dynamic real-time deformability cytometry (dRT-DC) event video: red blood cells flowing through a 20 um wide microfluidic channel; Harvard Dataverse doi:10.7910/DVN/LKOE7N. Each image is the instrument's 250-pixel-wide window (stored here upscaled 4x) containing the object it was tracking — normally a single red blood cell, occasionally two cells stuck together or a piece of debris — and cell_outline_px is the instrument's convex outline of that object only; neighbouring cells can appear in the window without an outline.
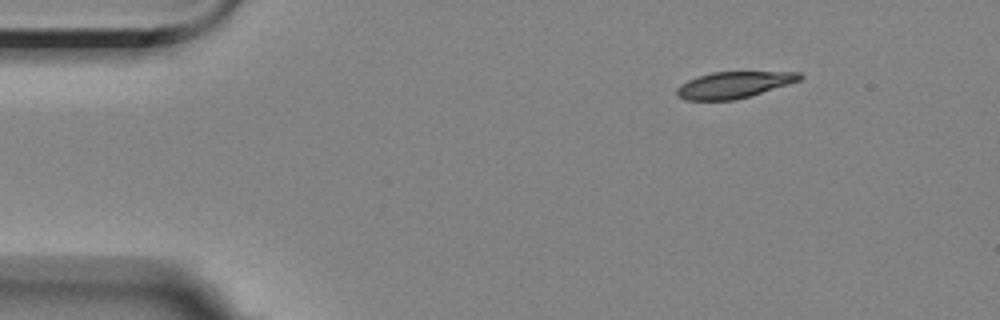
{"species": "Egyptian fruit bat (a non-hibernating species)", "species_latin": "Rousettus aegyptiacus", "temperature_condition": "room temperature", "stored_images_in_passage": 3, "camera_frame_rate_fps": 3000, "um_per_image_px": 0.085, "animal": {"sex": "female"}, "frame": {"image": 1, "passage_image": 1, "time_ms": 0.0, "image_size_px": [1000, 320], "cell_outline_px": [[804, 76], [800, 80], [748, 96], [732, 100], [684, 100], [676, 96], [676, 88], [680, 84], [696, 76], [712, 72], [800, 72]], "centroid_in_image_um": [62.3, 7.21], "position_along_channel_um": 22.7, "area_um2": 18.79}}
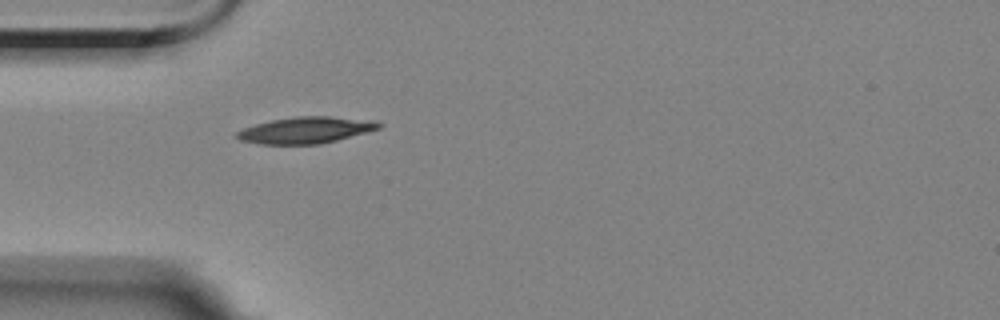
{"frame": {"image": 2, "passage_image": 3, "time_ms": 3.0, "image_size_px": [1000, 320], "cell_outline_px": [[384, 124], [380, 128], [336, 140], [320, 144], [260, 144], [240, 140], [232, 136], [236, 132], [244, 128], [256, 124], [272, 120], [296, 116], [328, 116], [380, 120]], "centroid_in_image_um": [26.02, 11.05], "position_along_channel_um": 59.0, "area_um2": 22.02}}